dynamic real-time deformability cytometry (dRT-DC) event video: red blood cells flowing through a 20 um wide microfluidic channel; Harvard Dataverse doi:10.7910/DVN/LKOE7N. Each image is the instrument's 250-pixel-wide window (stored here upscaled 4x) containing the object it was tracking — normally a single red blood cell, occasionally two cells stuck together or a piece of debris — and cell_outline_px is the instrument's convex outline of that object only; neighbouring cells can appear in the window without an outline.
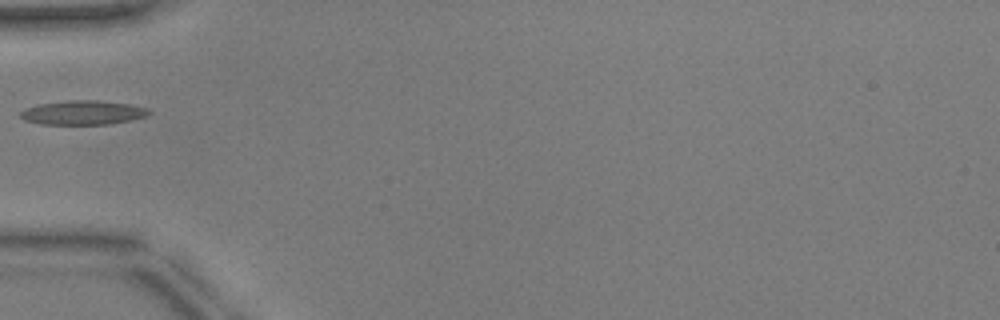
{"species": "common noctule bat (a hibernating species)", "species_latin": "Nyctalus noctula", "temperature_condition": "warm", "stored_images_in_passage": 35, "camera_frame_rate_fps": 3000, "um_per_image_px": 0.085, "animal": {"sex": "male", "body_mass_g": 17.9, "forearm_length_mm": 54.2}, "frame": {"image": 1, "passage_image": 1, "time_ms": 0.0, "image_size_px": [1000, 320], "cell_outline_px": [[152, 112], [144, 116], [132, 120], [108, 124], [40, 124], [24, 120], [20, 116], [20, 112], [24, 108], [40, 104], [68, 100], [96, 100], [128, 104], [148, 108]], "centroid_in_image_um": [7.03, 9.57], "position_along_channel_um": 78.0, "area_um2": 18.03}}
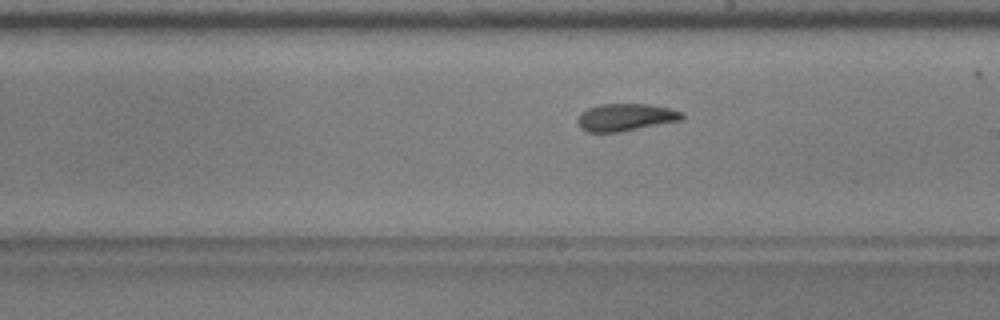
{"frame": {"image": 2, "passage_image": 13, "time_ms": 4.0, "image_size_px": [1000, 320], "cell_outline_px": [[684, 116], [680, 120], [620, 132], [588, 132], [580, 128], [576, 124], [576, 120], [580, 112], [588, 108], [600, 104], [648, 104], [668, 108], [684, 112]], "centroid_in_image_um": [53.12, 9.97], "position_along_channel_um": 235.9, "area_um2": 16.7}}
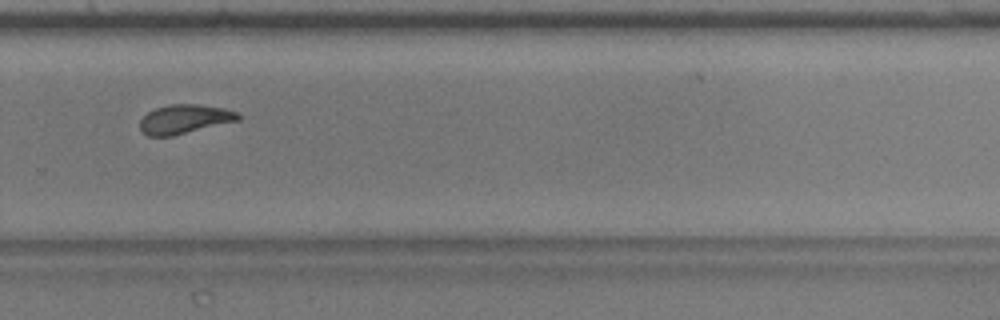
{"frame": {"image": 3, "passage_image": 19, "time_ms": 6.0, "image_size_px": [1000, 320], "cell_outline_px": [[240, 120], [172, 136], [148, 136], [140, 128], [140, 120], [148, 112], [156, 108], [172, 104], [196, 104], [224, 108], [240, 112]], "centroid_in_image_um": [15.72, 10.12], "position_along_channel_um": 314.1, "area_um2": 16.59}}